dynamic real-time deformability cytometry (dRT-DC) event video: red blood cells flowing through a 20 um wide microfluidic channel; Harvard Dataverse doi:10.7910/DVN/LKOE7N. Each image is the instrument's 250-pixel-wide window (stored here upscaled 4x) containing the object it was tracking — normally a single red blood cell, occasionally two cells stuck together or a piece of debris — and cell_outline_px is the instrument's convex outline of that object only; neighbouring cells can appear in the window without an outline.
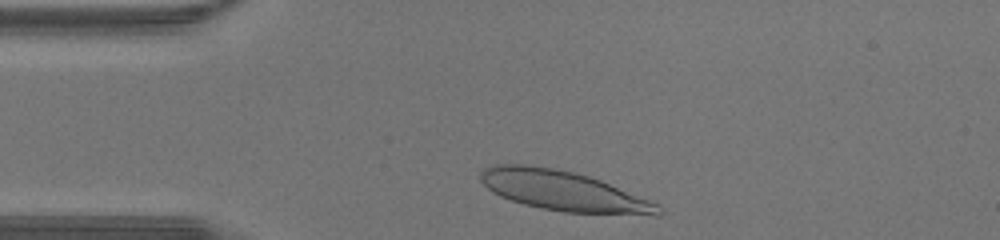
{"species": "human", "species_latin": "Homo sapiens", "temperature_condition": "warm", "stored_images_in_passage": 26, "camera_frame_rate_fps": 3000, "um_per_image_px": 0.085, "donor": {"sex": "male"}, "frame": {"image": 1, "passage_image": 2, "time_ms": 0.333, "image_size_px": [1000, 240], "cell_outline_px": [[664, 212], [660, 216], [656, 216], [564, 212], [540, 208], [524, 204], [500, 196], [492, 192], [480, 180], [480, 172], [484, 168], [492, 164], [524, 164], [556, 168], [588, 176], [600, 180], [660, 204]], "centroid_in_image_um": [47.93, 16.24], "position_along_channel_um": 37.1, "area_um2": 41.67}}
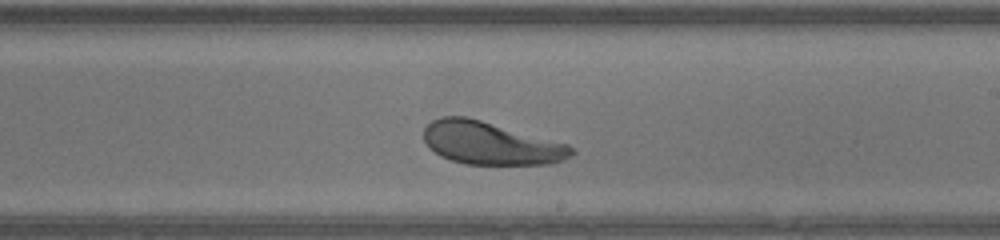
{"frame": {"image": 2, "passage_image": 17, "time_ms": 5.333, "image_size_px": [1000, 240], "cell_outline_px": [[576, 152], [564, 160], [552, 164], [464, 164], [440, 156], [428, 148], [424, 140], [424, 128], [432, 120], [440, 116], [464, 116], [480, 120], [568, 144]], "centroid_in_image_um": [41.68, 12.18], "position_along_channel_um": 247.3, "area_um2": 36.7}}
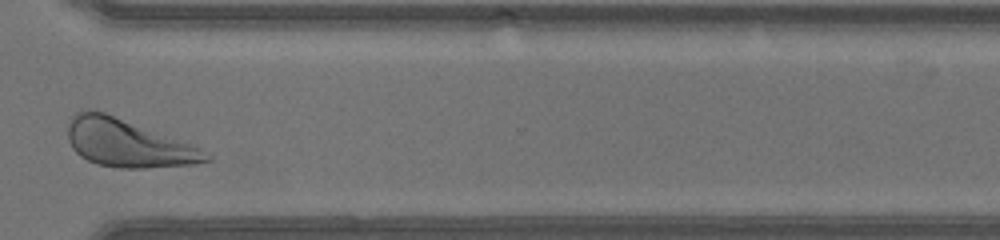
{"frame": {"image": 3, "passage_image": 24, "time_ms": 7.667, "image_size_px": [1000, 240], "cell_outline_px": [[212, 160], [192, 164], [144, 168], [120, 168], [96, 164], [80, 156], [72, 148], [68, 140], [68, 124], [72, 116], [76, 112], [88, 108], [104, 112], [200, 148], [212, 156]], "centroid_in_image_um": [10.8, 12.17], "position_along_channel_um": 359.8, "area_um2": 37.97}}